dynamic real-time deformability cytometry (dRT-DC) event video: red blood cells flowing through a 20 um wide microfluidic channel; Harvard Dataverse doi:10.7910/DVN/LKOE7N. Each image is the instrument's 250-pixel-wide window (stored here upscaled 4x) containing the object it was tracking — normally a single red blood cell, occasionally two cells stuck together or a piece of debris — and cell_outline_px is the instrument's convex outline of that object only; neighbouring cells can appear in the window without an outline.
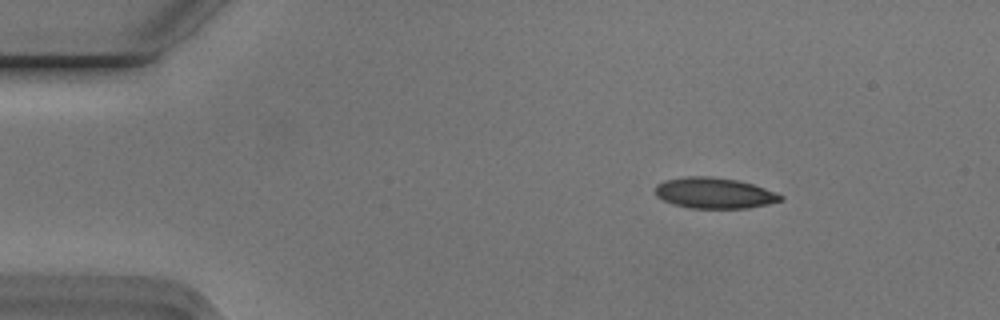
{"species": "Egyptian fruit bat (a non-hibernating species)", "species_latin": "Rousettus aegyptiacus", "temperature_condition": "cold", "stored_images_in_passage": 32, "camera_frame_rate_fps": 3000, "um_per_image_px": 0.085, "animal": {"sex": "male"}, "frame": {"image": 1, "passage_image": 1, "time_ms": 0.0, "image_size_px": [1000, 320], "cell_outline_px": [[784, 200], [768, 204], [748, 208], [688, 208], [672, 204], [656, 196], [656, 184], [664, 180], [688, 176], [708, 176], [736, 180], [752, 184], [764, 188], [784, 196]], "centroid_in_image_um": [60.71, 16.41], "position_along_channel_um": 24.3, "area_um2": 22.48}}
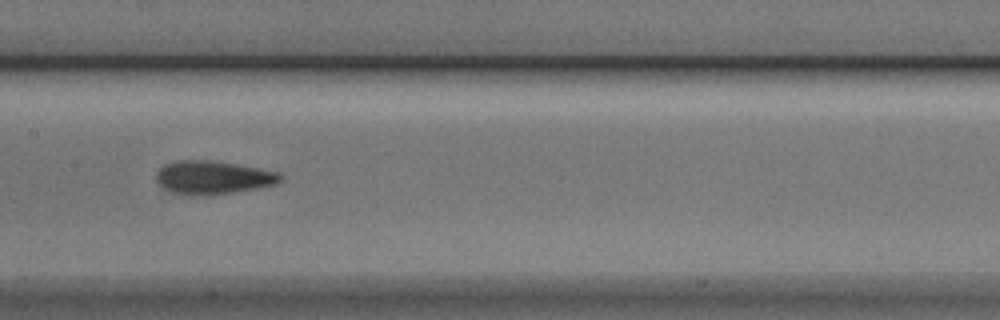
{"frame": {"image": 2, "passage_image": 20, "time_ms": 6.333, "image_size_px": [1000, 320], "cell_outline_px": [[284, 176], [276, 184], [256, 188], [232, 192], [192, 196], [180, 196], [164, 188], [156, 180], [156, 172], [164, 164], [176, 160], [208, 160], [280, 172]], "centroid_in_image_um": [18.05, 15.09], "position_along_channel_um": 189.4, "area_um2": 23.99}}
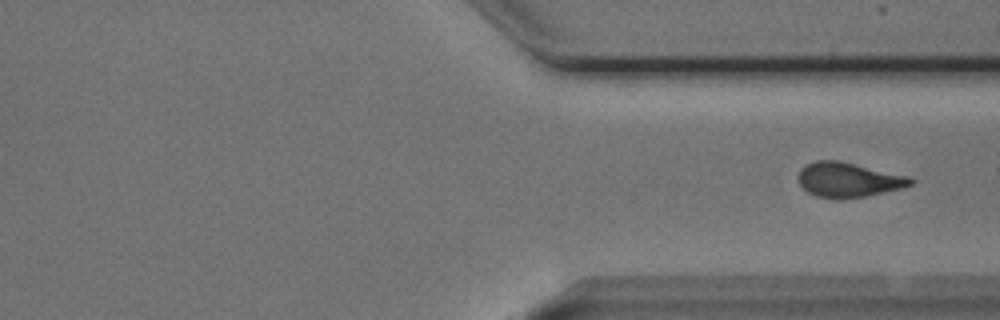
{"frame": {"image": 3, "passage_image": 32, "time_ms": 10.333, "image_size_px": [1000, 320], "cell_outline_px": [[916, 180], [912, 184], [904, 188], [864, 196], [816, 196], [808, 192], [800, 184], [800, 168], [816, 160], [836, 160], [912, 176]], "centroid_in_image_um": [72.2, 15.24], "position_along_channel_um": 339.2, "area_um2": 22.08}}